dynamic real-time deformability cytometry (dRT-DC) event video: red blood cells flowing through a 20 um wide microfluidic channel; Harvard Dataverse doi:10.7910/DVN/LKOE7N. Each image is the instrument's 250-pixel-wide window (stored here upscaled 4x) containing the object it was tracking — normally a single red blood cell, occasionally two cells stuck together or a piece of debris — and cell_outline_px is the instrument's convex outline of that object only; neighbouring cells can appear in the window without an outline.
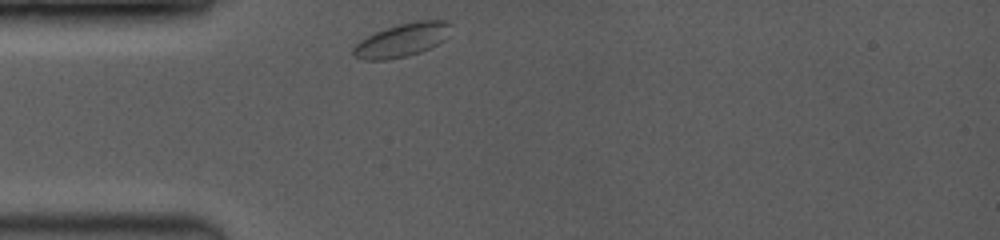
{"species": "common noctule bat (a hibernating species)", "species_latin": "Nyctalus noctula", "temperature_condition": "room temperature", "stored_images_in_passage": 30, "segment_of_instrument_passage": [1, 2], "camera_frame_rate_fps": 3500, "um_per_image_px": 0.085, "animal": {"sex": "female", "body_mass_g": 19.0, "forearm_length_mm": 53.3}, "frame": {"image": 1, "passage_image": 1, "time_ms": 0.0, "image_size_px": [1000, 240], "cell_outline_px": [[452, 24], [444, 40], [432, 48], [408, 56], [384, 60], [364, 60], [352, 56], [352, 48], [360, 40], [376, 32], [400, 24], [416, 20], [448, 20]], "centroid_in_image_um": [34.18, 3.41], "position_along_channel_um": 50.8, "area_um2": 19.07}}
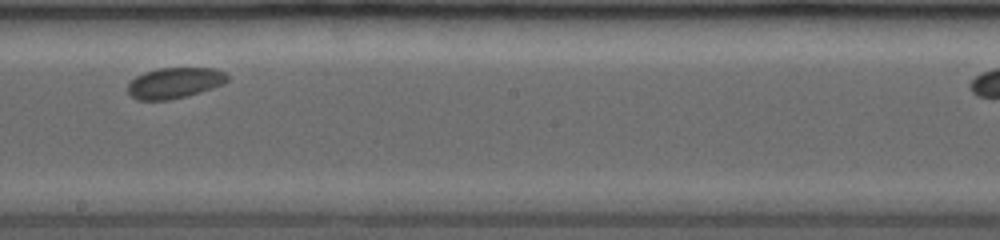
{"frame": {"image": 2, "passage_image": 13, "time_ms": 5.143, "image_size_px": [1000, 240], "cell_outline_px": [[228, 80], [224, 84], [200, 92], [168, 100], [136, 100], [128, 92], [128, 84], [136, 76], [144, 72], [156, 68], [216, 68], [224, 72], [228, 76]], "centroid_in_image_um": [14.84, 7.04], "position_along_channel_um": 233.4, "area_um2": 17.86}}
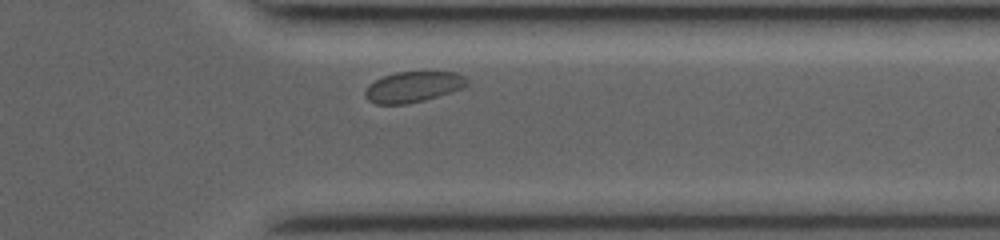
{"frame": {"image": 3, "passage_image": 26, "time_ms": 8.857, "image_size_px": [1000, 240], "cell_outline_px": [[468, 84], [460, 88], [424, 100], [404, 104], [376, 104], [368, 100], [364, 96], [364, 92], [368, 84], [384, 76], [396, 72], [456, 72], [464, 76], [468, 80]], "centroid_in_image_um": [35.07, 7.38], "position_along_channel_um": 376.3, "area_um2": 17.98}}